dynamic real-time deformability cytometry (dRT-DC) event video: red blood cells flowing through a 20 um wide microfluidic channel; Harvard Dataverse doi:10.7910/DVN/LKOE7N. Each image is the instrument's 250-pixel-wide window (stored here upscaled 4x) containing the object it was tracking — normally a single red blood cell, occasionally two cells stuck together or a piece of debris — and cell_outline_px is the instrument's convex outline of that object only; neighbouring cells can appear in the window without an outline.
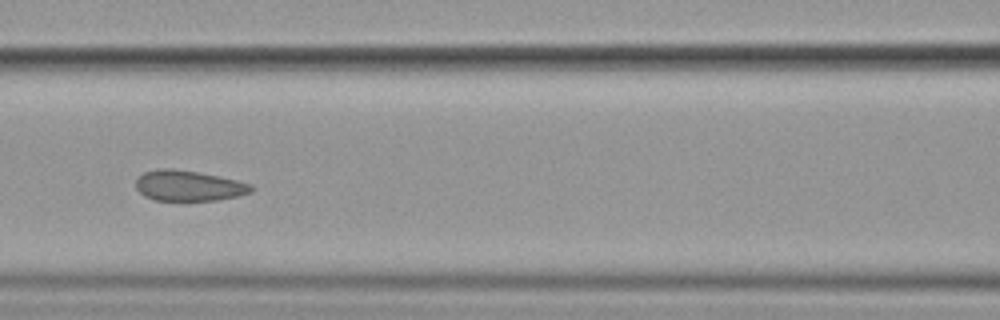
{"species": "common noctule bat (a hibernating species)", "species_latin": "Nyctalus noctula", "temperature_condition": "cold", "stored_images_in_passage": 11, "camera_frame_rate_fps": 3000, "um_per_image_px": 0.085, "animal": {"sex": "female", "body_mass_g": 19.9}, "frame": {"image": 1, "passage_image": 7, "time_ms": 8.0, "image_size_px": [1000, 320], "cell_outline_px": [[256, 188], [252, 192], [236, 196], [216, 200], [156, 200], [144, 196], [136, 188], [136, 180], [144, 172], [160, 168], [172, 168], [196, 172], [236, 180], [252, 184]], "centroid_in_image_um": [16.04, 15.78], "position_along_channel_um": 150.6, "area_um2": 20.35}}
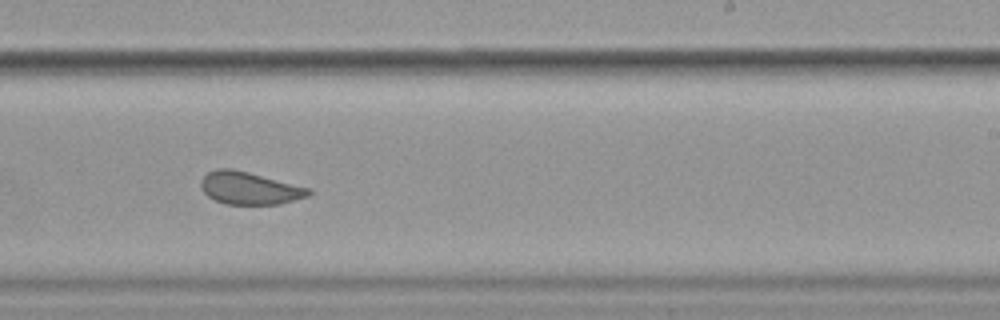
{"frame": {"image": 2, "passage_image": 10, "time_ms": 11.333, "image_size_px": [1000, 320], "cell_outline_px": [[312, 192], [308, 196], [280, 204], [224, 204], [208, 196], [200, 188], [200, 180], [208, 172], [216, 168], [232, 168], [312, 188]], "centroid_in_image_um": [21.2, 15.99], "position_along_channel_um": 267.8, "area_um2": 20.52}}
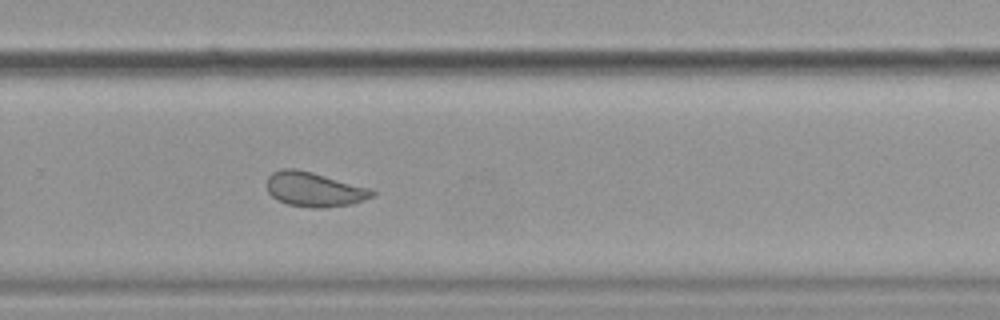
{"frame": {"image": 3, "passage_image": 11, "time_ms": 12.333, "image_size_px": [1000, 320], "cell_outline_px": [[376, 196], [352, 204], [324, 208], [308, 208], [288, 204], [272, 196], [268, 192], [264, 184], [268, 176], [272, 172], [280, 168], [296, 168], [312, 172], [372, 188], [376, 192]], "centroid_in_image_um": [26.72, 16.09], "position_along_channel_um": 303.1, "area_um2": 21.68}}